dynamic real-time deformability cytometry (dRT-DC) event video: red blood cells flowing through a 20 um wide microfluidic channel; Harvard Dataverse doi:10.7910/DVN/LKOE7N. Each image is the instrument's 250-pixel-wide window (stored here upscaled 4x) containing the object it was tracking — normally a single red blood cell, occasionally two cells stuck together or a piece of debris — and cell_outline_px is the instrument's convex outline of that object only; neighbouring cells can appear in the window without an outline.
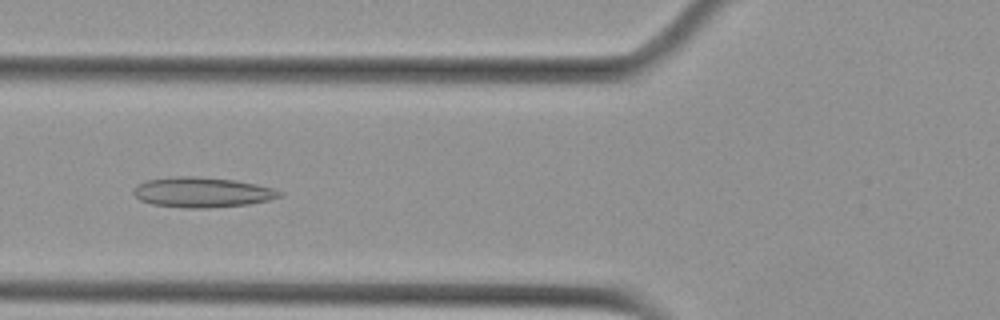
{"species": "Egyptian fruit bat (a non-hibernating species)", "species_latin": "Rousettus aegyptiacus", "temperature_condition": "cold", "stored_images_in_passage": 55, "camera_frame_rate_fps": 3000, "um_per_image_px": 0.085, "animal": {"sex": "female"}, "frame": {"image": 1, "passage_image": 20, "time_ms": 6.333, "image_size_px": [1000, 320], "cell_outline_px": [[284, 196], [268, 200], [248, 204], [208, 208], [184, 208], [152, 204], [140, 200], [132, 192], [132, 188], [136, 184], [148, 180], [176, 176], [200, 176], [236, 180], [256, 184], [272, 188], [284, 192]], "centroid_in_image_um": [17.18, 16.34], "position_along_channel_um": 108.6, "area_um2": 25.89}}
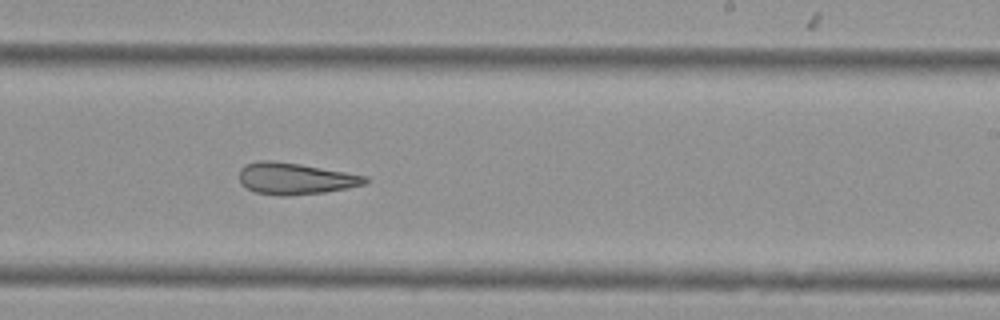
{"frame": {"image": 2, "passage_image": 33, "time_ms": 10.667, "image_size_px": [1000, 320], "cell_outline_px": [[368, 184], [324, 192], [288, 196], [280, 196], [256, 192], [240, 184], [240, 168], [244, 164], [260, 160], [272, 160], [300, 164], [368, 176]], "centroid_in_image_um": [25.09, 15.17], "position_along_channel_um": 263.9, "area_um2": 23.24}}
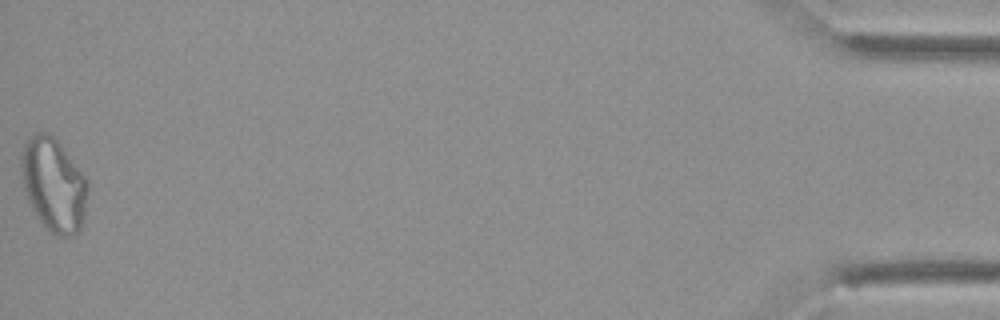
{"frame": {"image": 3, "passage_image": 55, "time_ms": 18.0, "image_size_px": [1000, 320], "cell_outline_px": [[88, 188], [84, 212], [80, 232], [72, 236], [56, 236], [36, 216], [28, 200], [24, 188], [20, 168], [20, 156], [24, 144], [36, 132], [48, 132], [60, 144], [88, 180]], "centroid_in_image_um": [4.55, 15.7], "position_along_channel_um": 430.6, "area_um2": 35.95}, "authors_computed_cell_mechanics": {"area_um2": 27.8596, "velocity_mm_per_s": 3.5972, "shape_relaxation_time_tau1_ms": null, "shape_relaxation_time_tau2_ms": 4.9619, "deformation_change_tau1": null, "deformation_change_tau2": 0.1506}}